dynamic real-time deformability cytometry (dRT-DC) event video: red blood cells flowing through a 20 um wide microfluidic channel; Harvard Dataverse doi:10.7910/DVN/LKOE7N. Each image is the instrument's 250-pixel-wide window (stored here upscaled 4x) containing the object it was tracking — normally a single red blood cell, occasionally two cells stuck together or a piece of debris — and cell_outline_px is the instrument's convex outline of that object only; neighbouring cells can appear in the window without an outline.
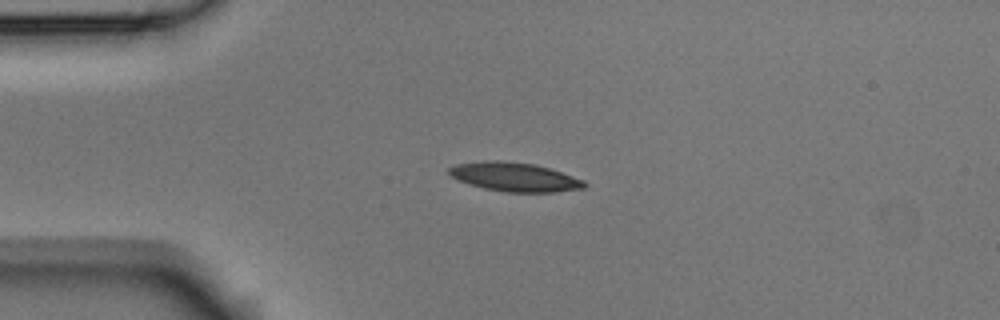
{"species": "Egyptian fruit bat (a non-hibernating species)", "species_latin": "Rousettus aegyptiacus", "temperature_condition": "room temperature", "stored_images_in_passage": 2, "camera_frame_rate_fps": 3000, "um_per_image_px": 0.085, "animal": {"sex": "male"}, "frame": {"image": 1, "passage_image": 1, "time_ms": 0.0, "image_size_px": [1000, 320], "cell_outline_px": [[588, 184], [584, 188], [556, 192], [504, 192], [484, 188], [448, 176], [448, 168], [456, 164], [488, 160], [496, 160], [536, 164], [584, 180]], "centroid_in_image_um": [43.74, 15.04], "position_along_channel_um": 41.3, "area_um2": 22.72}}